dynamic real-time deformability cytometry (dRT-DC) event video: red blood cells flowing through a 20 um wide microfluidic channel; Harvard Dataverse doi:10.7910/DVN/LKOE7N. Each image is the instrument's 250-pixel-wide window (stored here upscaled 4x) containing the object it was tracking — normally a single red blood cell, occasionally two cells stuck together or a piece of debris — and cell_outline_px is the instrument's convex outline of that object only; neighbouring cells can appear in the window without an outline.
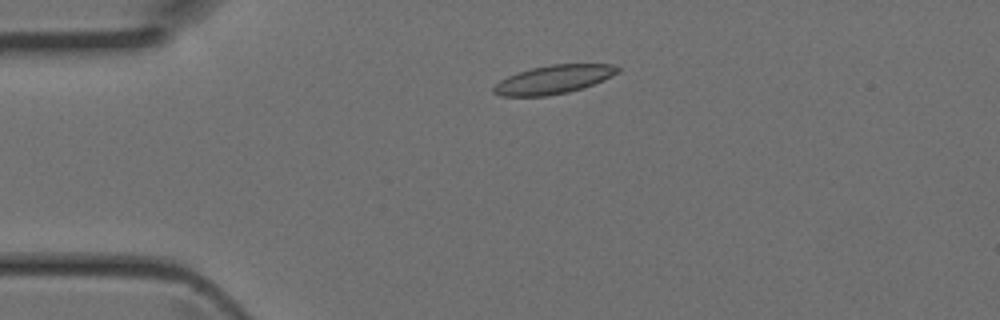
{"species": "Egyptian fruit bat (a non-hibernating species)", "species_latin": "Rousettus aegyptiacus", "temperature_condition": "room temperature", "stored_images_in_passage": 31, "camera_frame_rate_fps": 3000, "um_per_image_px": 0.085, "animal": {"sex": "female"}, "frame": {"image": 1, "passage_image": 4, "time_ms": 1.0, "image_size_px": [1000, 320], "cell_outline_px": [[620, 72], [612, 76], [584, 88], [568, 92], [544, 96], [500, 96], [492, 92], [492, 88], [500, 80], [508, 76], [532, 68], [552, 64], [612, 64], [620, 68]], "centroid_in_image_um": [47.06, 6.76], "position_along_channel_um": 37.9, "area_um2": 20.58}}
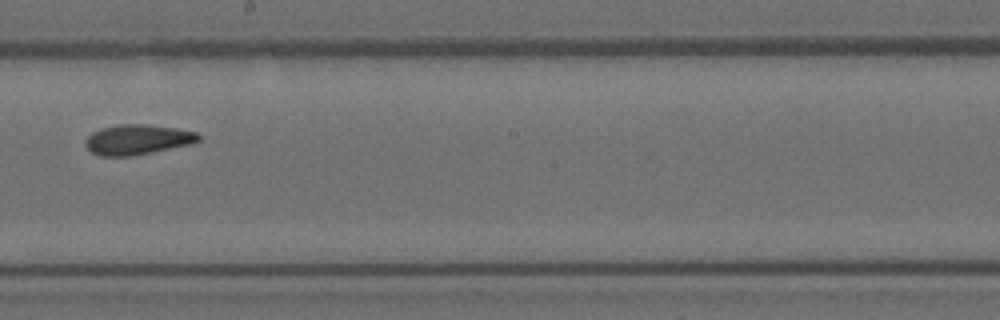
{"frame": {"image": 2, "passage_image": 19, "time_ms": 6.0, "image_size_px": [1000, 320], "cell_outline_px": [[200, 140], [192, 144], [132, 156], [100, 156], [92, 152], [84, 144], [84, 140], [92, 132], [100, 128], [120, 124], [148, 124], [176, 128], [196, 132], [200, 136]], "centroid_in_image_um": [11.68, 11.86], "position_along_channel_um": 236.5, "area_um2": 19.94}}
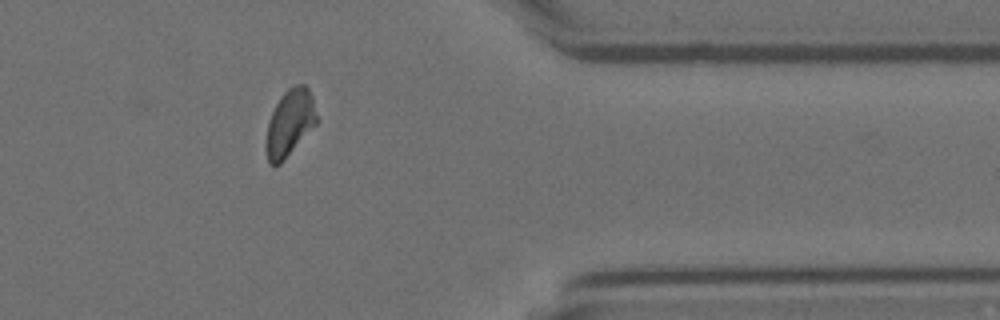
{"frame": {"image": 3, "passage_image": 30, "time_ms": 9.667, "image_size_px": [1000, 320], "cell_outline_px": [[320, 120], [284, 160], [280, 164], [272, 164], [268, 160], [264, 148], [264, 144], [268, 120], [280, 96], [292, 84], [308, 84]], "centroid_in_image_um": [24.64, 10.41], "position_along_channel_um": 386.8, "area_um2": 20.17}}